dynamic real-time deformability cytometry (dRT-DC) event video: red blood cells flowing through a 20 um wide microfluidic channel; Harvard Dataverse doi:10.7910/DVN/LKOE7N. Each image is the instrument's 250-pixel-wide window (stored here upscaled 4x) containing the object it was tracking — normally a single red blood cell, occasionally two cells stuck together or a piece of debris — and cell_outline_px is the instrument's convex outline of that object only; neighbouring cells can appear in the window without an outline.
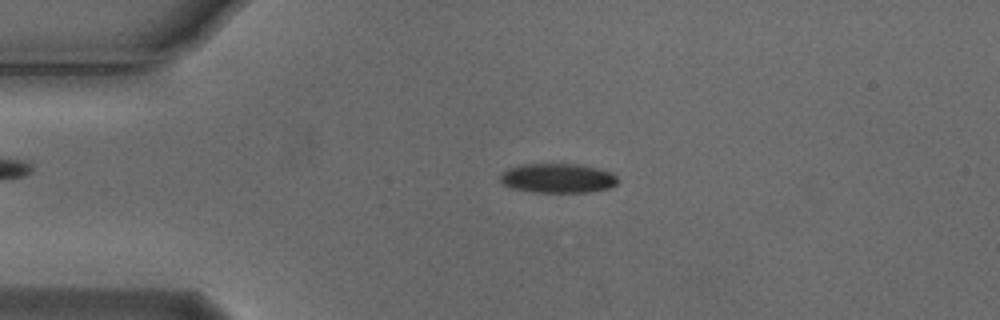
{"species": "Egyptian fruit bat (a non-hibernating species)", "species_latin": "Rousettus aegyptiacus", "temperature_condition": "cold", "stored_images_in_passage": 4, "camera_frame_rate_fps": 3000, "um_per_image_px": 0.085, "animal": {"sex": "male"}, "frame": {"image": 1, "passage_image": 3, "time_ms": 0.667, "image_size_px": [1000, 320], "cell_outline_px": [[616, 184], [608, 188], [588, 192], [532, 192], [512, 188], [504, 184], [500, 180], [500, 176], [508, 168], [520, 164], [580, 164], [612, 172], [616, 176]], "centroid_in_image_um": [47.39, 15.14], "position_along_channel_um": 37.6, "area_um2": 20.06}}